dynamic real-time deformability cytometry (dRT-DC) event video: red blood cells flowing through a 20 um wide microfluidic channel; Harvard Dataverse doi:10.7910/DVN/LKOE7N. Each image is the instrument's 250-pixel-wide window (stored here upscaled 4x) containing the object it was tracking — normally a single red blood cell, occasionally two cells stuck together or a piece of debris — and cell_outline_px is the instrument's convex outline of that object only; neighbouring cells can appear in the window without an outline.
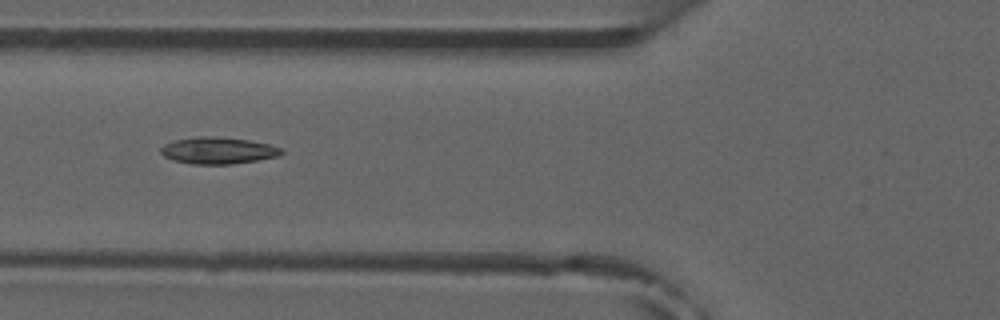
{"species": "common noctule bat (a hibernating species)", "species_latin": "Nyctalus noctula", "temperature_condition": "room temperature", "stored_images_in_passage": 6, "camera_frame_rate_fps": 3000, "um_per_image_px": 0.085, "animal": {"sex": "male", "forearm_length_mm": 52.5}, "frame": {"image": 1, "passage_image": 6, "time_ms": 5.667, "image_size_px": [1000, 320], "cell_outline_px": [[284, 152], [280, 156], [232, 164], [192, 164], [172, 160], [164, 156], [160, 152], [160, 148], [164, 144], [176, 140], [196, 136], [212, 136], [248, 140], [268, 144], [284, 148]], "centroid_in_image_um": [18.54, 12.79], "position_along_channel_um": 107.3, "area_um2": 18.84}}